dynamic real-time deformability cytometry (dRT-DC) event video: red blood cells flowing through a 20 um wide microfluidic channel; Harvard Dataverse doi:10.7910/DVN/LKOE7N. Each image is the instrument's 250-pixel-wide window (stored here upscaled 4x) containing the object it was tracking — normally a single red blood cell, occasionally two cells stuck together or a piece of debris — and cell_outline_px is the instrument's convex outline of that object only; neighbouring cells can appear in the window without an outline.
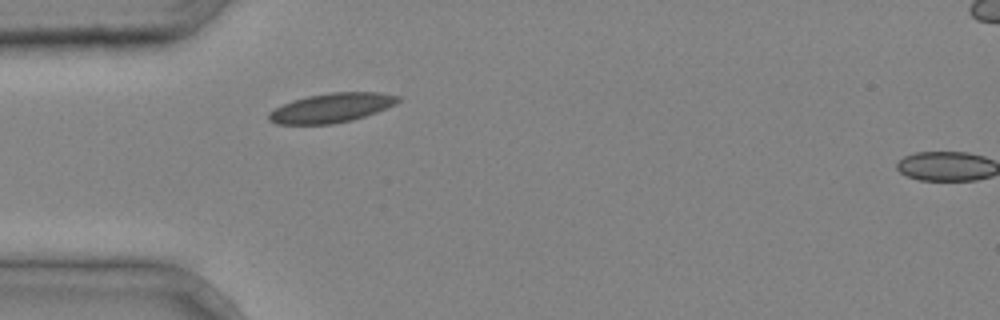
{"species": "common noctule bat (a hibernating species)", "species_latin": "Nyctalus noctula", "temperature_condition": "cold", "stored_images_in_passage": 2, "camera_frame_rate_fps": 3000, "um_per_image_px": 0.085, "animal": {"sex": "male", "body_mass_g": 20.4}, "frame": {"image": 1, "passage_image": 1, "time_ms": 0.0, "image_size_px": [1000, 320], "cell_outline_px": [[400, 100], [396, 104], [376, 112], [352, 120], [332, 124], [276, 124], [268, 120], [268, 112], [292, 100], [308, 96], [328, 92], [380, 92], [400, 96]], "centroid_in_image_um": [28.18, 9.16], "position_along_channel_um": 56.8, "area_um2": 22.08}}